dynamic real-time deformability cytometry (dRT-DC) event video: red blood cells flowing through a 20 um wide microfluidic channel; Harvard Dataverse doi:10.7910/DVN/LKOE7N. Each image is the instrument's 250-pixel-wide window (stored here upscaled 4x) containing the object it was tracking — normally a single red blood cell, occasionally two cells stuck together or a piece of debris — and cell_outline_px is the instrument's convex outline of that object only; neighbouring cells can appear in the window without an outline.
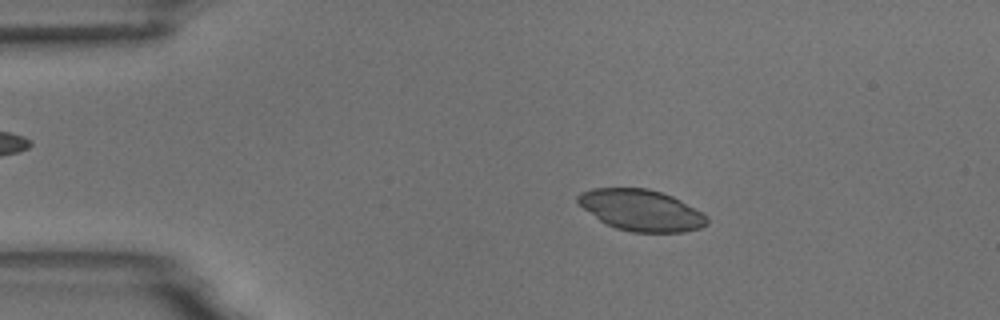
{"species": "common noctule bat (a hibernating species)", "species_latin": "Nyctalus noctula", "temperature_condition": "room temperature", "stored_images_in_passage": 5, "camera_frame_rate_fps": 3000, "um_per_image_px": 0.085, "animal": {"sex": "male", "body_mass_g": 18.8}, "frame": {"image": 1, "passage_image": 2, "time_ms": 1.333, "image_size_px": [1000, 320], "cell_outline_px": [[708, 224], [700, 228], [684, 232], [632, 232], [616, 228], [600, 220], [584, 208], [576, 200], [576, 196], [580, 192], [592, 188], [648, 188], [672, 196], [680, 200], [708, 216]], "centroid_in_image_um": [54.51, 17.86], "position_along_channel_um": 30.5, "area_um2": 30.87}}